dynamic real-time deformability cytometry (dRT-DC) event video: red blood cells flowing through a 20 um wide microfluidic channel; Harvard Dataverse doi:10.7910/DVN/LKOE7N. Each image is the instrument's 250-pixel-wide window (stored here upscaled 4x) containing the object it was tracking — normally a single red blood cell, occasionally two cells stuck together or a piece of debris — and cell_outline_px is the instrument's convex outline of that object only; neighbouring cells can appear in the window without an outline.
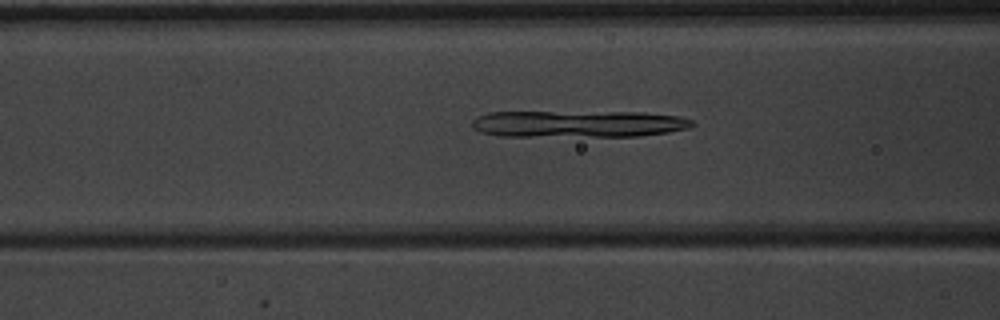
{"species": "common noctule bat (a hibernating species)", "species_latin": "Nyctalus noctula", "temperature_condition": "warm", "stored_images_in_passage": 40, "camera_frame_rate_fps": 3000, "um_per_image_px": 0.085, "animal": {"sex": "male", "body_mass_g": 20.1, "forearm_length_mm": 53.5}, "frame": {"image": 1, "passage_image": 10, "time_ms": 3.0, "image_size_px": [1000, 320], "cell_outline_px": [[696, 124], [688, 128], [668, 132], [640, 136], [500, 136], [480, 132], [472, 128], [472, 120], [488, 112], [640, 112], [680, 116], [692, 120]], "centroid_in_image_um": [49.16, 10.53], "position_along_channel_um": 117.4, "area_um2": 34.51}}
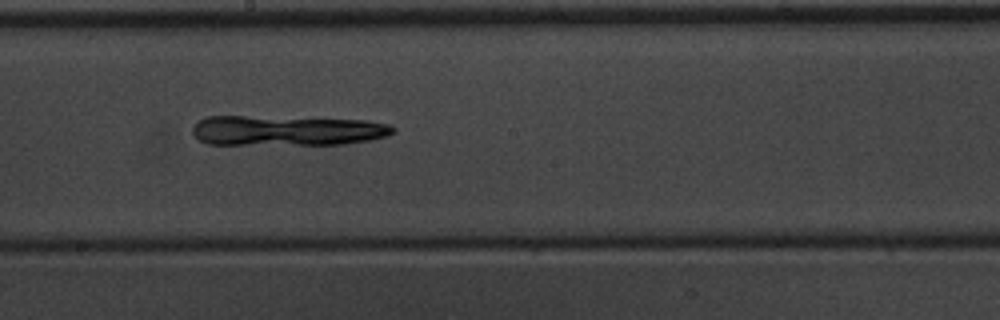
{"frame": {"image": 2, "passage_image": 18, "time_ms": 5.667, "image_size_px": [1000, 320], "cell_outline_px": [[396, 132], [388, 136], [372, 140], [340, 144], [208, 144], [200, 140], [192, 132], [192, 128], [200, 120], [208, 116], [244, 116], [368, 120], [388, 124], [396, 128]], "centroid_in_image_um": [24.45, 11.1], "position_along_channel_um": 223.8, "area_um2": 35.14}}
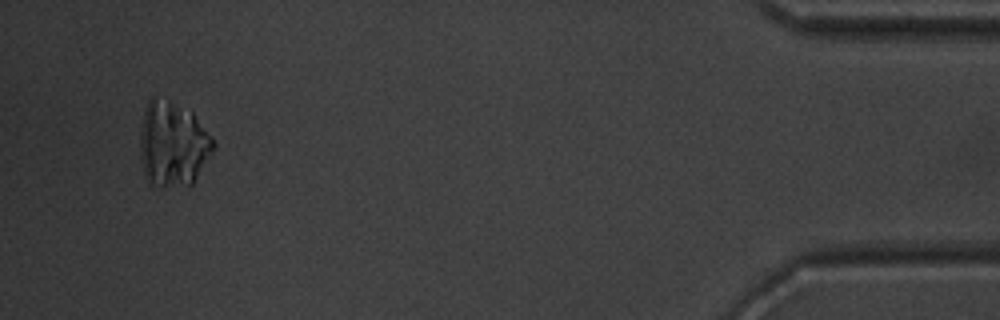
{"frame": {"image": 3, "passage_image": 38, "time_ms": 12.333, "image_size_px": [1000, 320], "cell_outline_px": [[216, 144], [212, 152], [192, 184], [188, 188], [160, 188], [148, 184], [144, 176], [140, 160], [140, 128], [144, 112], [148, 100], [152, 96], [168, 100], [192, 112]], "centroid_in_image_um": [14.65, 12.32], "position_along_channel_um": 420.6, "area_um2": 36.88}}